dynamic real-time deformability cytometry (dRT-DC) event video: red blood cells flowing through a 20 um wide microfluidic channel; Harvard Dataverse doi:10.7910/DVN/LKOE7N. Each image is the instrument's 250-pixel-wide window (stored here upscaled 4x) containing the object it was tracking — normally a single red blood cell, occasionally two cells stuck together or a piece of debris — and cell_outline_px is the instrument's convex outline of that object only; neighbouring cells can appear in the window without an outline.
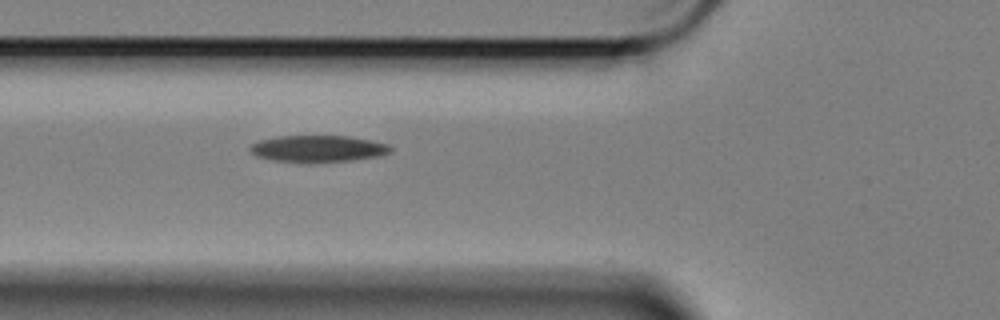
{"species": "Egyptian fruit bat (a non-hibernating species)", "species_latin": "Rousettus aegyptiacus", "temperature_condition": "cold", "stored_images_in_passage": 35, "camera_frame_rate_fps": 3000, "um_per_image_px": 0.085, "animal": {"sex": "female"}, "frame": {"image": 1, "passage_image": 2, "time_ms": 0.333, "image_size_px": [1000, 320], "cell_outline_px": [[392, 152], [380, 156], [352, 160], [276, 160], [256, 156], [248, 148], [252, 144], [260, 140], [276, 136], [348, 136], [388, 144], [392, 148]], "centroid_in_image_um": [27.06, 12.6], "position_along_channel_um": 98.7, "area_um2": 20.98}}
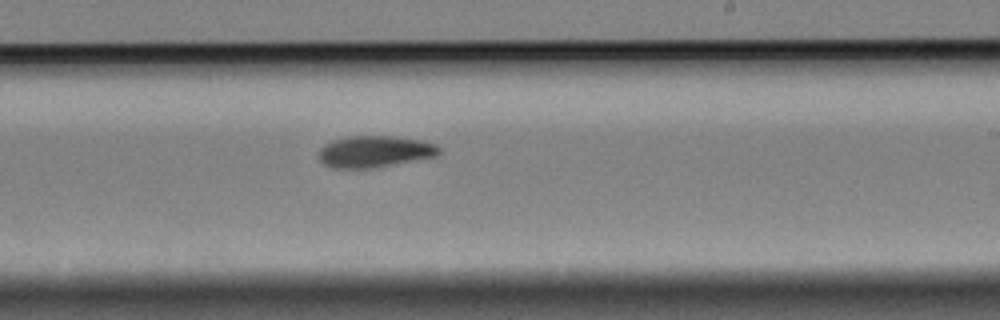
{"frame": {"image": 2, "passage_image": 16, "time_ms": 5.0, "image_size_px": [1000, 320], "cell_outline_px": [[440, 152], [436, 156], [368, 168], [332, 168], [324, 164], [320, 160], [320, 148], [324, 144], [332, 140], [348, 136], [392, 136], [420, 140], [436, 144], [440, 148]], "centroid_in_image_um": [31.82, 12.87], "position_along_channel_um": 257.2, "area_um2": 21.85}}
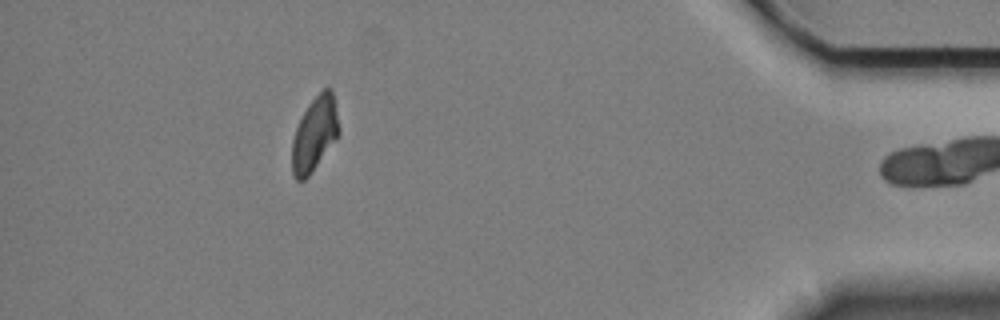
{"frame": {"image": 3, "passage_image": 34, "time_ms": 11.0, "image_size_px": [1000, 320], "cell_outline_px": [[340, 132], [308, 176], [304, 180], [296, 180], [292, 176], [292, 140], [296, 128], [308, 104], [324, 88], [332, 88], [340, 128]], "centroid_in_image_um": [26.73, 11.38], "position_along_channel_um": 408.5, "area_um2": 19.94}}